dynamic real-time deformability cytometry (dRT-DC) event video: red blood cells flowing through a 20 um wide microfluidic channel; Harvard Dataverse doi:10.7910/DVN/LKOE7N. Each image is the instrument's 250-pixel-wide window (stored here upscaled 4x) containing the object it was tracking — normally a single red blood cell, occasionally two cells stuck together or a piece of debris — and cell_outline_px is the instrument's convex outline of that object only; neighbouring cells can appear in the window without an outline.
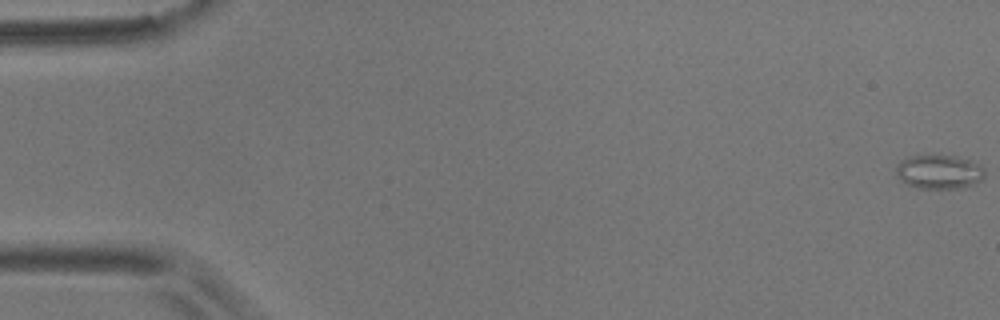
{"species": "common noctule bat (a hibernating species)", "species_latin": "Nyctalus noctula", "temperature_condition": "room temperature", "stored_images_in_passage": 60, "camera_frame_rate_fps": 3000, "um_per_image_px": 0.085, "animal": {"sex": "male", "body_mass_g": 17.9}, "frame": {"image": 1, "passage_image": 1, "time_ms": 0.0, "image_size_px": [1000, 320], "cell_outline_px": [[984, 176], [976, 184], [964, 188], [920, 188], [908, 184], [900, 180], [896, 172], [896, 164], [900, 160], [912, 156], [956, 156], [980, 164], [984, 168]], "centroid_in_image_um": [79.84, 14.61], "position_along_channel_um": 5.2, "area_um2": 17.51}}
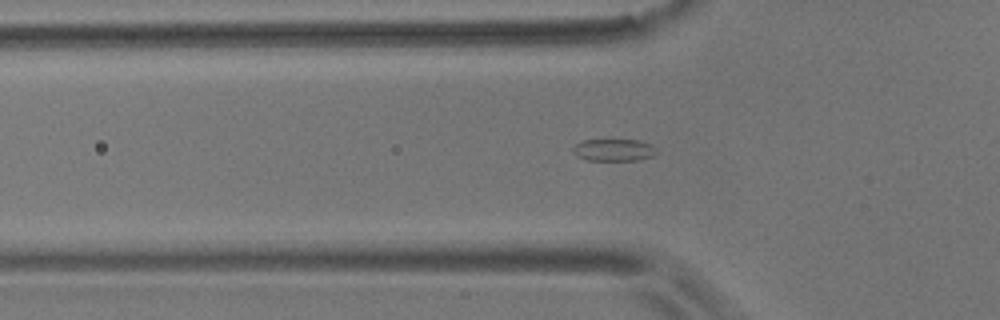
{"frame": {"image": 2, "passage_image": 20, "time_ms": 6.333, "image_size_px": [1000, 320], "cell_outline_px": [[656, 152], [652, 156], [636, 160], [588, 160], [576, 156], [572, 152], [572, 148], [576, 144], [584, 140], [636, 140], [652, 144]], "centroid_in_image_um": [52.13, 12.75], "position_along_channel_um": 73.7, "area_um2": 10.64}}
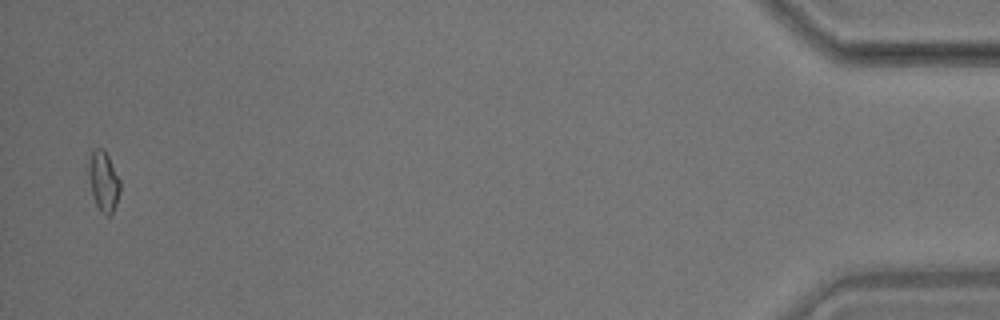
{"frame": {"image": 3, "passage_image": 58, "time_ms": 19.0, "image_size_px": [1000, 320], "cell_outline_px": [[120, 192], [116, 204], [112, 212], [108, 216], [100, 212], [92, 196], [88, 176], [88, 168], [92, 152], [96, 148], [104, 148], [120, 180]], "centroid_in_image_um": [8.8, 15.43], "position_along_channel_um": 426.4, "area_um2": 10.98}, "authors_computed_cell_mechanics": {"area_um2": 10.4618, "velocity_mm_per_s": 3.4645, "shape_relaxation_time_tau1_ms": 10.8164, "shape_relaxation_time_tau2_ms": 2.256, "deformation_change_tau1": 0.1358, "deformation_change_tau2": 0.0826}}